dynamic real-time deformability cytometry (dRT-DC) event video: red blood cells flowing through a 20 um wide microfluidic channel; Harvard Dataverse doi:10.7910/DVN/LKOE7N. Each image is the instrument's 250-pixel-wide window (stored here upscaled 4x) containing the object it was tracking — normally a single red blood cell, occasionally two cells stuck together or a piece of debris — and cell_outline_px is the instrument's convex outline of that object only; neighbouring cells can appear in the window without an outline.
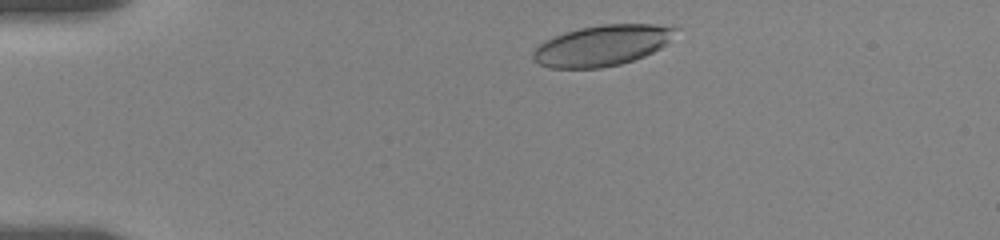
{"species": "human", "species_latin": "Homo sapiens", "temperature_condition": "room temperature", "stored_images_in_passage": 37, "camera_frame_rate_fps": 3000, "um_per_image_px": 0.085, "donor": {"sex": "female"}, "frame": {"image": 1, "passage_image": 5, "time_ms": 1.0, "image_size_px": [1000, 240], "cell_outline_px": [[680, 28], [668, 44], [644, 56], [620, 64], [600, 68], [548, 68], [540, 64], [532, 56], [532, 52], [544, 40], [564, 32], [580, 28], [604, 24], [652, 24]], "centroid_in_image_um": [51.2, 3.86], "position_along_channel_um": 33.8, "area_um2": 33.81}}
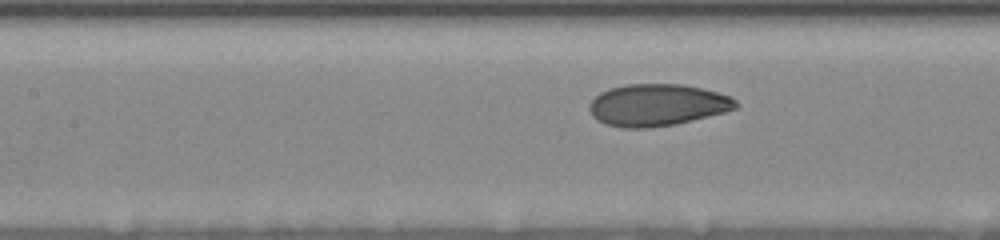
{"frame": {"image": 2, "passage_image": 24, "time_ms": 6.0, "image_size_px": [1000, 240], "cell_outline_px": [[740, 104], [736, 108], [724, 112], [676, 124], [648, 128], [620, 128], [604, 124], [596, 120], [592, 116], [588, 108], [588, 104], [600, 92], [608, 88], [624, 84], [684, 84], [716, 92], [728, 96], [736, 100]], "centroid_in_image_um": [55.81, 8.93], "position_along_channel_um": 151.6, "area_um2": 36.01}}
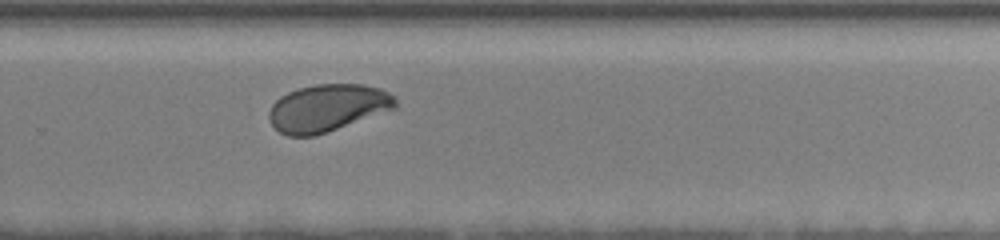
{"frame": {"image": 3, "passage_image": 37, "time_ms": 10.333, "image_size_px": [1000, 240], "cell_outline_px": [[400, 108], [312, 136], [288, 136], [280, 132], [272, 124], [268, 116], [268, 112], [272, 104], [280, 96], [288, 92], [300, 88], [316, 84], [364, 84], [380, 88], [396, 96]], "centroid_in_image_um": [27.9, 9.16], "position_along_channel_um": 301.9, "area_um2": 35.03}}